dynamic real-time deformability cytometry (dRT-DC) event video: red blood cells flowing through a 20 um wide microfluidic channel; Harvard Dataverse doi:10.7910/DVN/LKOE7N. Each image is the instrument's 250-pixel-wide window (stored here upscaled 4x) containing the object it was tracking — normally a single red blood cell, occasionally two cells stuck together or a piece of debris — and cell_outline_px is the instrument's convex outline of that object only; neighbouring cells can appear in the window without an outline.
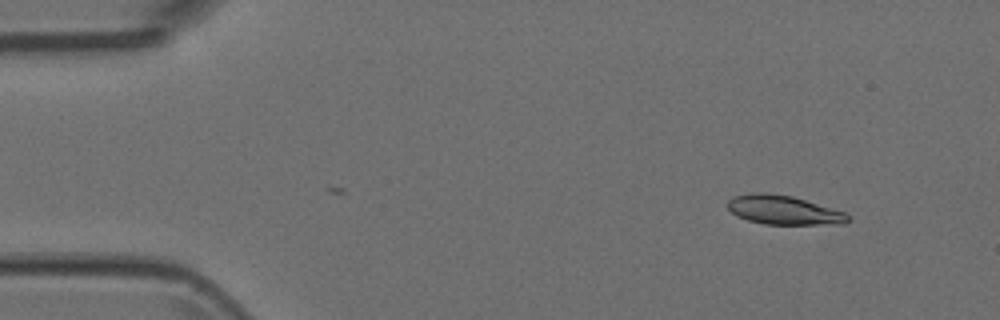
{"species": "Egyptian fruit bat (a non-hibernating species)", "species_latin": "Rousettus aegyptiacus", "temperature_condition": "room temperature", "stored_images_in_passage": 3, "camera_frame_rate_fps": 3000, "um_per_image_px": 0.085, "animal": {"sex": "female"}, "frame": {"image": 1, "passage_image": 1, "time_ms": 0.0, "image_size_px": [1000, 320], "cell_outline_px": [[852, 220], [844, 224], [764, 224], [748, 220], [736, 216], [728, 208], [728, 200], [732, 196], [752, 192], [764, 192], [792, 196], [844, 212], [852, 216]], "centroid_in_image_um": [66.61, 17.85], "position_along_channel_um": 18.4, "area_um2": 20.46}}